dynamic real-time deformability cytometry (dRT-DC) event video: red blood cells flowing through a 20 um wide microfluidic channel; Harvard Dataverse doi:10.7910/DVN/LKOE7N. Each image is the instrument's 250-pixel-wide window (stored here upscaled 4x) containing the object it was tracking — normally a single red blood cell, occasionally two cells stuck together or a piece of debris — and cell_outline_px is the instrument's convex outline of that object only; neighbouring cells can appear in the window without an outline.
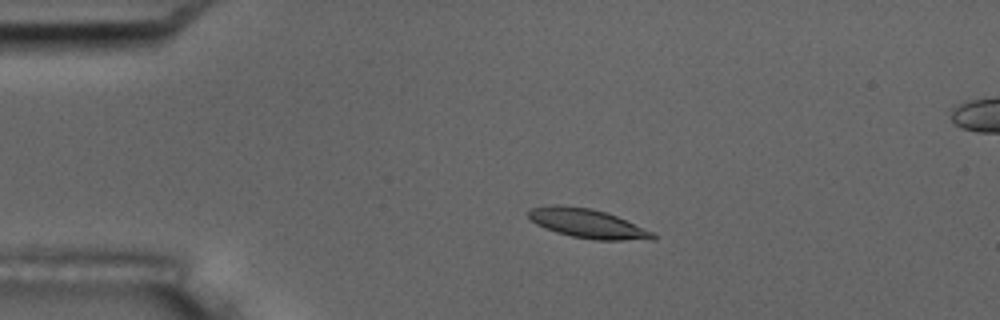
{"species": "common noctule bat (a hibernating species)", "species_latin": "Nyctalus noctula", "temperature_condition": "room temperature", "stored_images_in_passage": 11, "camera_frame_rate_fps": 3000, "um_per_image_px": 0.085, "animal": {"sex": "male", "body_mass_g": 17.5, "forearm_length_mm": 52.3}, "frame": {"image": 1, "passage_image": 4, "time_ms": 1.0, "image_size_px": [1000, 320], "cell_outline_px": [[656, 240], [596, 240], [572, 236], [556, 232], [544, 228], [536, 224], [528, 216], [528, 212], [532, 208], [552, 204], [560, 204], [592, 208], [616, 216], [656, 232]], "centroid_in_image_um": [49.98, 19.0], "position_along_channel_um": 35.0, "area_um2": 21.33}}
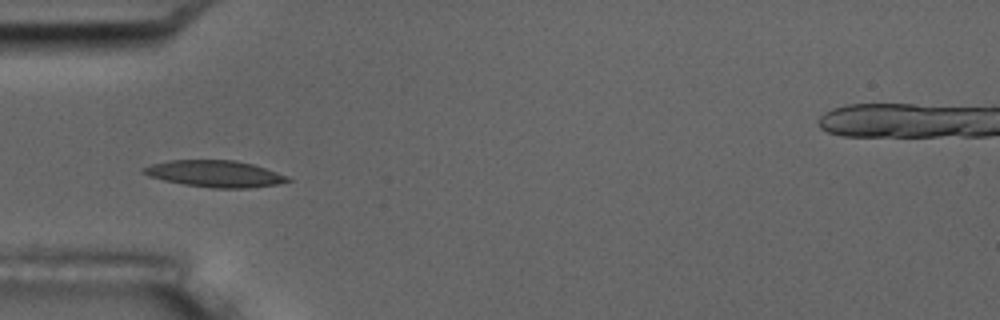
{"frame": {"image": 2, "passage_image": 5, "time_ms": 1.333, "image_size_px": [1000, 320], "cell_outline_px": [[292, 180], [276, 184], [248, 188], [212, 188], [184, 184], [164, 180], [148, 176], [140, 172], [140, 168], [152, 164], [168, 160], [236, 160], [252, 164], [288, 176]], "centroid_in_image_um": [18.21, 14.76], "position_along_channel_um": 66.8, "area_um2": 22.31}}
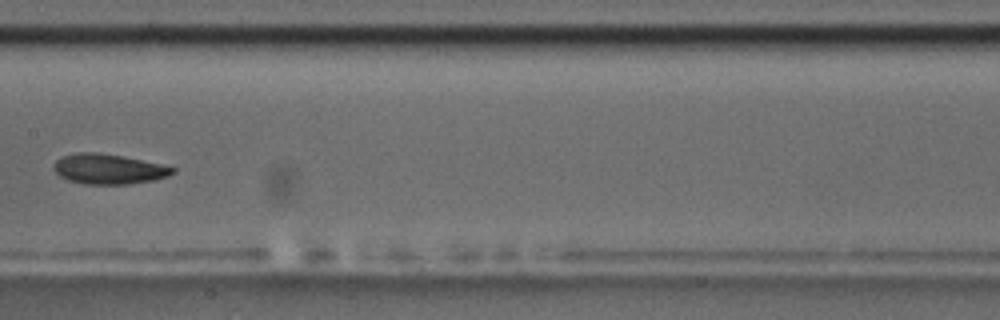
{"frame": {"image": 3, "passage_image": 8, "time_ms": 2.333, "image_size_px": [1000, 320], "cell_outline_px": [[176, 172], [168, 176], [152, 180], [128, 184], [88, 184], [68, 180], [60, 176], [52, 168], [52, 164], [60, 156], [76, 152], [100, 152], [124, 156], [160, 164], [176, 168]], "centroid_in_image_um": [9.2, 14.35], "position_along_channel_um": 198.2, "area_um2": 20.98}}